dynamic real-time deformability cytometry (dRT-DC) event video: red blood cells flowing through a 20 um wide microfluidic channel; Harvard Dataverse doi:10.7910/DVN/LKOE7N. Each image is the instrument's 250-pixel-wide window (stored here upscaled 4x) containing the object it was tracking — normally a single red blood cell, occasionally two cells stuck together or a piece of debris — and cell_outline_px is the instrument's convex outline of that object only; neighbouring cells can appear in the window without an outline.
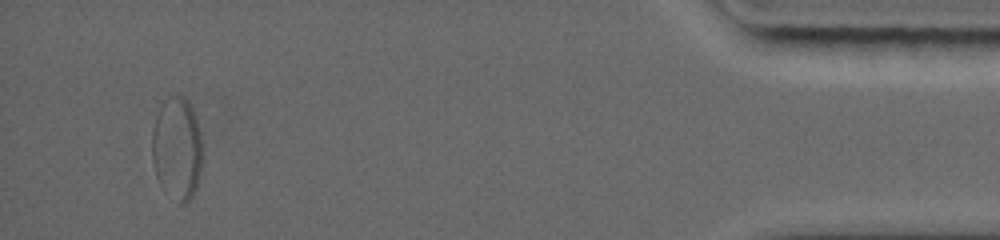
{"species": "common noctule bat (a hibernating species)", "species_latin": "Nyctalus noctula", "temperature_condition": "warm", "stored_images_in_passage": 34, "segment_of_instrument_passage": [2, 2], "camera_frame_rate_fps": 5000, "um_per_image_px": 0.085, "animal": {"sex": "female", "body_mass_g": 19.0, "forearm_length_mm": 56.7}, "frame": {"image": 1, "passage_image": 30, "time_ms": 13.4, "image_size_px": [1000, 240], "cell_outline_px": [[200, 172], [196, 188], [192, 196], [184, 204], [180, 204], [176, 104], [180, 100], [184, 100], [188, 104], [196, 120], [200, 132]], "centroid_in_image_um": [15.95, 12.82], "position_along_channel_um": 419.2, "area_um2": 13.76}}